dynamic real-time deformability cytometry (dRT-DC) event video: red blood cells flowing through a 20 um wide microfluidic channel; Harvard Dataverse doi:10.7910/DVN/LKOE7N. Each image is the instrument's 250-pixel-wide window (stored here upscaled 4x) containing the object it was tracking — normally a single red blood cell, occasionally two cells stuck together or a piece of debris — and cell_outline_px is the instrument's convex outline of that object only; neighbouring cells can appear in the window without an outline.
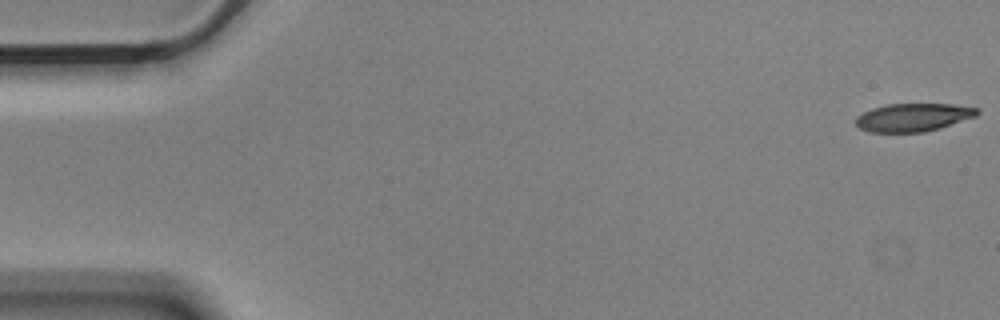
{"species": "Egyptian fruit bat (a non-hibernating species)", "species_latin": "Rousettus aegyptiacus", "temperature_condition": "cold", "stored_images_in_passage": 56, "camera_frame_rate_fps": 3000, "um_per_image_px": 0.085, "animal": {"sex": "male"}, "frame": {"image": 1, "passage_image": 1, "time_ms": 0.0, "image_size_px": [1000, 320], "cell_outline_px": [[980, 112], [976, 116], [940, 128], [924, 132], [868, 132], [860, 128], [856, 124], [856, 116], [872, 108], [888, 104], [952, 104], [980, 108]], "centroid_in_image_um": [77.63, 9.97], "position_along_channel_um": 7.4, "area_um2": 19.88}}
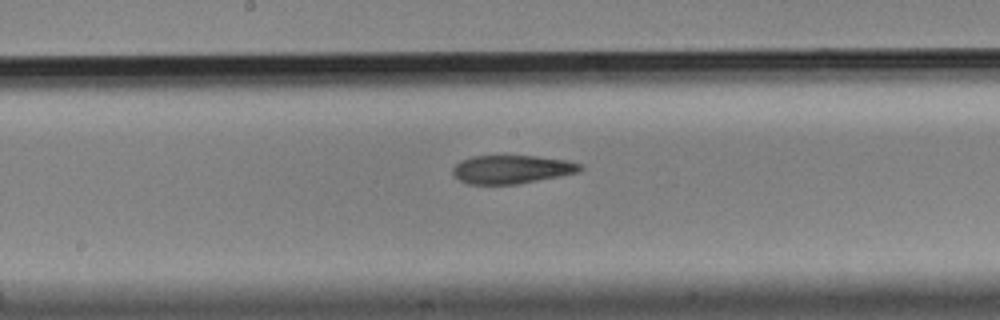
{"frame": {"image": 2, "passage_image": 29, "time_ms": 9.333, "image_size_px": [1000, 320], "cell_outline_px": [[584, 168], [576, 172], [560, 176], [516, 184], [468, 184], [460, 180], [452, 172], [452, 168], [460, 160], [472, 156], [536, 156], [568, 160], [584, 164]], "centroid_in_image_um": [43.51, 14.38], "position_along_channel_um": 204.7, "area_um2": 21.1}}
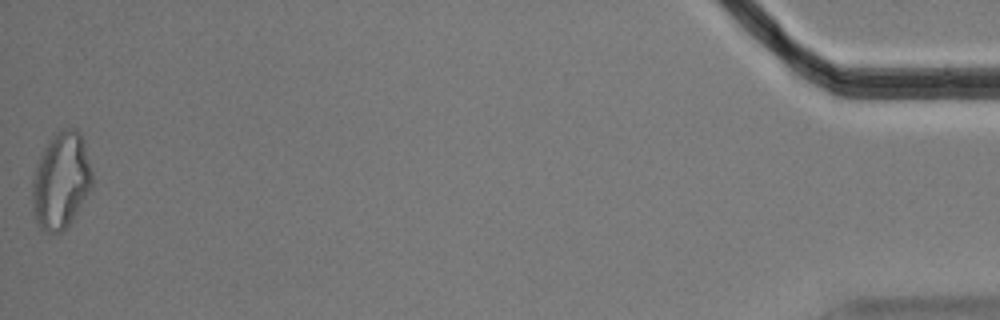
{"frame": {"image": 3, "passage_image": 56, "time_ms": 18.333, "image_size_px": [1000, 320], "cell_outline_px": [[92, 188], [72, 220], [60, 232], [48, 232], [40, 228], [32, 212], [32, 180], [36, 164], [48, 140], [56, 132], [64, 128], [76, 128], [80, 132], [84, 140], [92, 172]], "centroid_in_image_um": [5.18, 15.33], "position_along_channel_um": 430.0, "area_um2": 33.87}, "authors_computed_cell_mechanics": {"area_um2": 22.1374, "velocity_mm_per_s": 3.5722, "shape_relaxation_time_tau1_ms": 7.9759, "shape_relaxation_time_tau2_ms": 4.8775, "deformation_change_tau1": 0.2137, "deformation_change_tau2": 0.1487}}